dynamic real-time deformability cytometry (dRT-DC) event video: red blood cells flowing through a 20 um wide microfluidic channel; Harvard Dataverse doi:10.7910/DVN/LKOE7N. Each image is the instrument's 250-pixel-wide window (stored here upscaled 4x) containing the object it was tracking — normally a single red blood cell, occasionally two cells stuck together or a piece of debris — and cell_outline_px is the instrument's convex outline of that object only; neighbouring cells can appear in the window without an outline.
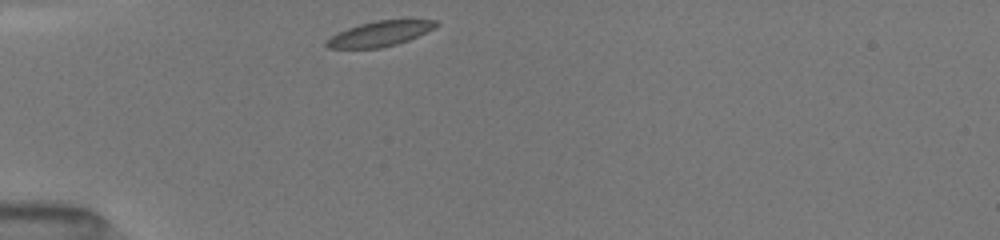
{"species": "common noctule bat (a hibernating species)", "species_latin": "Nyctalus noctula", "temperature_condition": "room temperature", "stored_images_in_passage": 37, "camera_frame_rate_fps": 3000, "um_per_image_px": 0.085, "animal": {"sex": "female", "body_mass_g": 19.5, "forearm_length_mm": 54.1}, "frame": {"image": 1, "passage_image": 1, "time_ms": 0.0, "image_size_px": [1000, 240], "cell_outline_px": [[440, 24], [436, 28], [408, 40], [396, 44], [380, 48], [328, 48], [324, 44], [324, 40], [348, 28], [360, 24], [376, 20], [436, 20]], "centroid_in_image_um": [32.3, 2.87], "position_along_channel_um": 52.7, "area_um2": 15.95}}
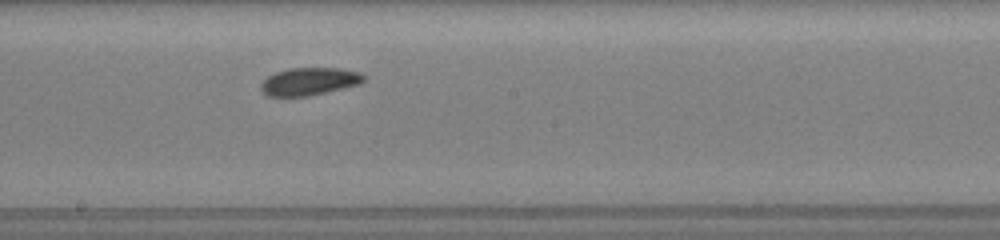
{"frame": {"image": 2, "passage_image": 15, "time_ms": 4.667, "image_size_px": [1000, 240], "cell_outline_px": [[364, 80], [360, 84], [308, 96], [268, 96], [260, 88], [260, 84], [268, 76], [276, 72], [288, 68], [336, 68], [360, 72], [364, 76]], "centroid_in_image_um": [26.27, 6.92], "position_along_channel_um": 221.9, "area_um2": 16.42}}
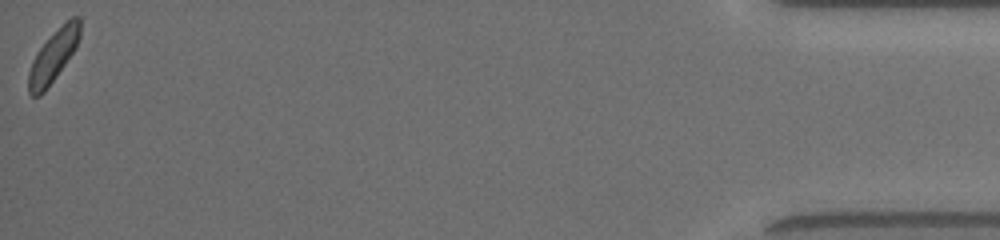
{"frame": {"image": 3, "passage_image": 37, "time_ms": 12.0, "image_size_px": [1000, 240], "cell_outline_px": [[80, 36], [76, 48], [56, 76], [44, 92], [40, 96], [32, 96], [28, 92], [28, 72], [32, 60], [36, 52], [72, 16], [80, 16]], "centroid_in_image_um": [4.52, 4.81], "position_along_channel_um": 430.7, "area_um2": 15.14}, "authors_computed_cell_mechanics": {"area_um2": 16.4152, "velocity_mm_per_s": 4.0034, "shape_relaxation_time_tau1_ms": 1.9972, "shape_relaxation_time_tau2_ms": 6.3738, "deformation_change_tau1": 0.0696, "deformation_change_tau2": 0.1128}}